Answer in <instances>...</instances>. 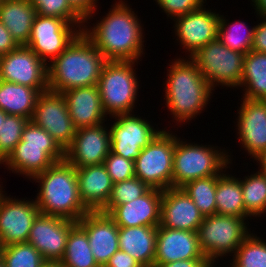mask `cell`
Here are the masks:
<instances>
[{
	"instance_id": "obj_4",
	"label": "cell",
	"mask_w": 266,
	"mask_h": 267,
	"mask_svg": "<svg viewBox=\"0 0 266 267\" xmlns=\"http://www.w3.org/2000/svg\"><path fill=\"white\" fill-rule=\"evenodd\" d=\"M32 180L40 186L35 202L41 214L78 222L89 212L79 197L76 168L65 159Z\"/></svg>"
},
{
	"instance_id": "obj_34",
	"label": "cell",
	"mask_w": 266,
	"mask_h": 267,
	"mask_svg": "<svg viewBox=\"0 0 266 267\" xmlns=\"http://www.w3.org/2000/svg\"><path fill=\"white\" fill-rule=\"evenodd\" d=\"M219 176L196 179L181 187L204 217L216 214L215 194Z\"/></svg>"
},
{
	"instance_id": "obj_20",
	"label": "cell",
	"mask_w": 266,
	"mask_h": 267,
	"mask_svg": "<svg viewBox=\"0 0 266 267\" xmlns=\"http://www.w3.org/2000/svg\"><path fill=\"white\" fill-rule=\"evenodd\" d=\"M241 99L237 135L241 146L255 159L266 149V100Z\"/></svg>"
},
{
	"instance_id": "obj_36",
	"label": "cell",
	"mask_w": 266,
	"mask_h": 267,
	"mask_svg": "<svg viewBox=\"0 0 266 267\" xmlns=\"http://www.w3.org/2000/svg\"><path fill=\"white\" fill-rule=\"evenodd\" d=\"M0 257L6 267H41L45 260L30 243H14L1 248Z\"/></svg>"
},
{
	"instance_id": "obj_6",
	"label": "cell",
	"mask_w": 266,
	"mask_h": 267,
	"mask_svg": "<svg viewBox=\"0 0 266 267\" xmlns=\"http://www.w3.org/2000/svg\"><path fill=\"white\" fill-rule=\"evenodd\" d=\"M175 135V150L173 155L172 187L181 188L186 183L221 175L232 160L228 152L218 149V146L186 143ZM225 169V170H224Z\"/></svg>"
},
{
	"instance_id": "obj_28",
	"label": "cell",
	"mask_w": 266,
	"mask_h": 267,
	"mask_svg": "<svg viewBox=\"0 0 266 267\" xmlns=\"http://www.w3.org/2000/svg\"><path fill=\"white\" fill-rule=\"evenodd\" d=\"M39 94L35 88L0 80V109L31 121Z\"/></svg>"
},
{
	"instance_id": "obj_16",
	"label": "cell",
	"mask_w": 266,
	"mask_h": 267,
	"mask_svg": "<svg viewBox=\"0 0 266 267\" xmlns=\"http://www.w3.org/2000/svg\"><path fill=\"white\" fill-rule=\"evenodd\" d=\"M105 125L78 128L65 149V160L75 168L103 164L111 146L110 129Z\"/></svg>"
},
{
	"instance_id": "obj_31",
	"label": "cell",
	"mask_w": 266,
	"mask_h": 267,
	"mask_svg": "<svg viewBox=\"0 0 266 267\" xmlns=\"http://www.w3.org/2000/svg\"><path fill=\"white\" fill-rule=\"evenodd\" d=\"M62 267H99L90 248L86 232L76 224L69 232Z\"/></svg>"
},
{
	"instance_id": "obj_22",
	"label": "cell",
	"mask_w": 266,
	"mask_h": 267,
	"mask_svg": "<svg viewBox=\"0 0 266 267\" xmlns=\"http://www.w3.org/2000/svg\"><path fill=\"white\" fill-rule=\"evenodd\" d=\"M197 258H206L197 232L157 226L154 264Z\"/></svg>"
},
{
	"instance_id": "obj_33",
	"label": "cell",
	"mask_w": 266,
	"mask_h": 267,
	"mask_svg": "<svg viewBox=\"0 0 266 267\" xmlns=\"http://www.w3.org/2000/svg\"><path fill=\"white\" fill-rule=\"evenodd\" d=\"M220 15L218 25V40L227 48L247 54L252 50L254 27L247 28V24L242 21H234L231 24ZM230 24V25H229Z\"/></svg>"
},
{
	"instance_id": "obj_10",
	"label": "cell",
	"mask_w": 266,
	"mask_h": 267,
	"mask_svg": "<svg viewBox=\"0 0 266 267\" xmlns=\"http://www.w3.org/2000/svg\"><path fill=\"white\" fill-rule=\"evenodd\" d=\"M245 55L223 45L218 38L200 48L190 58L207 80L210 88L216 85L238 88L242 81Z\"/></svg>"
},
{
	"instance_id": "obj_37",
	"label": "cell",
	"mask_w": 266,
	"mask_h": 267,
	"mask_svg": "<svg viewBox=\"0 0 266 267\" xmlns=\"http://www.w3.org/2000/svg\"><path fill=\"white\" fill-rule=\"evenodd\" d=\"M150 187L136 176L113 184L107 205L101 212L109 214L117 205L131 202L144 195Z\"/></svg>"
},
{
	"instance_id": "obj_35",
	"label": "cell",
	"mask_w": 266,
	"mask_h": 267,
	"mask_svg": "<svg viewBox=\"0 0 266 267\" xmlns=\"http://www.w3.org/2000/svg\"><path fill=\"white\" fill-rule=\"evenodd\" d=\"M250 233L235 251L231 267H266V242Z\"/></svg>"
},
{
	"instance_id": "obj_40",
	"label": "cell",
	"mask_w": 266,
	"mask_h": 267,
	"mask_svg": "<svg viewBox=\"0 0 266 267\" xmlns=\"http://www.w3.org/2000/svg\"><path fill=\"white\" fill-rule=\"evenodd\" d=\"M103 165L110 175L112 183L125 181L135 176L134 161L110 152L105 158Z\"/></svg>"
},
{
	"instance_id": "obj_17",
	"label": "cell",
	"mask_w": 266,
	"mask_h": 267,
	"mask_svg": "<svg viewBox=\"0 0 266 267\" xmlns=\"http://www.w3.org/2000/svg\"><path fill=\"white\" fill-rule=\"evenodd\" d=\"M204 6L174 19L176 40L187 50L189 58L200 48L217 39L220 15L206 10Z\"/></svg>"
},
{
	"instance_id": "obj_13",
	"label": "cell",
	"mask_w": 266,
	"mask_h": 267,
	"mask_svg": "<svg viewBox=\"0 0 266 267\" xmlns=\"http://www.w3.org/2000/svg\"><path fill=\"white\" fill-rule=\"evenodd\" d=\"M31 121L49 133L64 150L71 144L77 131L65 97L62 93L50 90L38 95Z\"/></svg>"
},
{
	"instance_id": "obj_41",
	"label": "cell",
	"mask_w": 266,
	"mask_h": 267,
	"mask_svg": "<svg viewBox=\"0 0 266 267\" xmlns=\"http://www.w3.org/2000/svg\"><path fill=\"white\" fill-rule=\"evenodd\" d=\"M159 8L164 11L167 17L173 20L186 15L193 10L199 9L206 0H154Z\"/></svg>"
},
{
	"instance_id": "obj_12",
	"label": "cell",
	"mask_w": 266,
	"mask_h": 267,
	"mask_svg": "<svg viewBox=\"0 0 266 267\" xmlns=\"http://www.w3.org/2000/svg\"><path fill=\"white\" fill-rule=\"evenodd\" d=\"M0 80L37 89L48 90V64L29 47L19 45L0 56Z\"/></svg>"
},
{
	"instance_id": "obj_5",
	"label": "cell",
	"mask_w": 266,
	"mask_h": 267,
	"mask_svg": "<svg viewBox=\"0 0 266 267\" xmlns=\"http://www.w3.org/2000/svg\"><path fill=\"white\" fill-rule=\"evenodd\" d=\"M65 159V150L43 128L29 121L22 139L1 163L12 173L32 179L56 162Z\"/></svg>"
},
{
	"instance_id": "obj_14",
	"label": "cell",
	"mask_w": 266,
	"mask_h": 267,
	"mask_svg": "<svg viewBox=\"0 0 266 267\" xmlns=\"http://www.w3.org/2000/svg\"><path fill=\"white\" fill-rule=\"evenodd\" d=\"M116 121L111 124L110 152L134 161L144 147H146L162 130L134 113L115 115Z\"/></svg>"
},
{
	"instance_id": "obj_52",
	"label": "cell",
	"mask_w": 266,
	"mask_h": 267,
	"mask_svg": "<svg viewBox=\"0 0 266 267\" xmlns=\"http://www.w3.org/2000/svg\"><path fill=\"white\" fill-rule=\"evenodd\" d=\"M1 183V182H0ZM3 190V187L0 185V195L5 192V191H2Z\"/></svg>"
},
{
	"instance_id": "obj_44",
	"label": "cell",
	"mask_w": 266,
	"mask_h": 267,
	"mask_svg": "<svg viewBox=\"0 0 266 267\" xmlns=\"http://www.w3.org/2000/svg\"><path fill=\"white\" fill-rule=\"evenodd\" d=\"M105 267H143L128 253L118 250L108 261Z\"/></svg>"
},
{
	"instance_id": "obj_26",
	"label": "cell",
	"mask_w": 266,
	"mask_h": 267,
	"mask_svg": "<svg viewBox=\"0 0 266 267\" xmlns=\"http://www.w3.org/2000/svg\"><path fill=\"white\" fill-rule=\"evenodd\" d=\"M157 226L119 227V250L143 267H154Z\"/></svg>"
},
{
	"instance_id": "obj_30",
	"label": "cell",
	"mask_w": 266,
	"mask_h": 267,
	"mask_svg": "<svg viewBox=\"0 0 266 267\" xmlns=\"http://www.w3.org/2000/svg\"><path fill=\"white\" fill-rule=\"evenodd\" d=\"M225 172H222L217 181L215 194L216 214L245 217L240 178Z\"/></svg>"
},
{
	"instance_id": "obj_27",
	"label": "cell",
	"mask_w": 266,
	"mask_h": 267,
	"mask_svg": "<svg viewBox=\"0 0 266 267\" xmlns=\"http://www.w3.org/2000/svg\"><path fill=\"white\" fill-rule=\"evenodd\" d=\"M36 9L29 0H3L0 22L9 30L18 45H27Z\"/></svg>"
},
{
	"instance_id": "obj_15",
	"label": "cell",
	"mask_w": 266,
	"mask_h": 267,
	"mask_svg": "<svg viewBox=\"0 0 266 267\" xmlns=\"http://www.w3.org/2000/svg\"><path fill=\"white\" fill-rule=\"evenodd\" d=\"M0 195V243L7 246L27 242L34 220L40 214L35 200Z\"/></svg>"
},
{
	"instance_id": "obj_2",
	"label": "cell",
	"mask_w": 266,
	"mask_h": 267,
	"mask_svg": "<svg viewBox=\"0 0 266 267\" xmlns=\"http://www.w3.org/2000/svg\"><path fill=\"white\" fill-rule=\"evenodd\" d=\"M107 62L92 41L81 32L73 42L48 64V90H66L97 85Z\"/></svg>"
},
{
	"instance_id": "obj_38",
	"label": "cell",
	"mask_w": 266,
	"mask_h": 267,
	"mask_svg": "<svg viewBox=\"0 0 266 267\" xmlns=\"http://www.w3.org/2000/svg\"><path fill=\"white\" fill-rule=\"evenodd\" d=\"M29 121V119L18 115H7L5 120H2V127L0 129L1 163L20 142L22 139L23 130Z\"/></svg>"
},
{
	"instance_id": "obj_50",
	"label": "cell",
	"mask_w": 266,
	"mask_h": 267,
	"mask_svg": "<svg viewBox=\"0 0 266 267\" xmlns=\"http://www.w3.org/2000/svg\"><path fill=\"white\" fill-rule=\"evenodd\" d=\"M7 115L8 114L6 112H4L3 110L0 109V129L2 127V120H5Z\"/></svg>"
},
{
	"instance_id": "obj_11",
	"label": "cell",
	"mask_w": 266,
	"mask_h": 267,
	"mask_svg": "<svg viewBox=\"0 0 266 267\" xmlns=\"http://www.w3.org/2000/svg\"><path fill=\"white\" fill-rule=\"evenodd\" d=\"M84 26L85 24H71L57 17L36 14L26 46L49 64L73 42Z\"/></svg>"
},
{
	"instance_id": "obj_9",
	"label": "cell",
	"mask_w": 266,
	"mask_h": 267,
	"mask_svg": "<svg viewBox=\"0 0 266 267\" xmlns=\"http://www.w3.org/2000/svg\"><path fill=\"white\" fill-rule=\"evenodd\" d=\"M166 130L162 129L134 160L135 176L160 190L172 187L175 134Z\"/></svg>"
},
{
	"instance_id": "obj_21",
	"label": "cell",
	"mask_w": 266,
	"mask_h": 267,
	"mask_svg": "<svg viewBox=\"0 0 266 267\" xmlns=\"http://www.w3.org/2000/svg\"><path fill=\"white\" fill-rule=\"evenodd\" d=\"M204 216L182 188L162 190L160 226L198 232Z\"/></svg>"
},
{
	"instance_id": "obj_39",
	"label": "cell",
	"mask_w": 266,
	"mask_h": 267,
	"mask_svg": "<svg viewBox=\"0 0 266 267\" xmlns=\"http://www.w3.org/2000/svg\"><path fill=\"white\" fill-rule=\"evenodd\" d=\"M36 14L57 17L71 24H85V21L72 9L68 0H29Z\"/></svg>"
},
{
	"instance_id": "obj_18",
	"label": "cell",
	"mask_w": 266,
	"mask_h": 267,
	"mask_svg": "<svg viewBox=\"0 0 266 267\" xmlns=\"http://www.w3.org/2000/svg\"><path fill=\"white\" fill-rule=\"evenodd\" d=\"M76 224L72 220L40 213L33 222L27 242L41 253L45 261L60 262L68 234Z\"/></svg>"
},
{
	"instance_id": "obj_19",
	"label": "cell",
	"mask_w": 266,
	"mask_h": 267,
	"mask_svg": "<svg viewBox=\"0 0 266 267\" xmlns=\"http://www.w3.org/2000/svg\"><path fill=\"white\" fill-rule=\"evenodd\" d=\"M77 224L86 232L93 257L99 267H105L119 250V227L106 213L89 211Z\"/></svg>"
},
{
	"instance_id": "obj_51",
	"label": "cell",
	"mask_w": 266,
	"mask_h": 267,
	"mask_svg": "<svg viewBox=\"0 0 266 267\" xmlns=\"http://www.w3.org/2000/svg\"><path fill=\"white\" fill-rule=\"evenodd\" d=\"M0 267H6L1 257H0Z\"/></svg>"
},
{
	"instance_id": "obj_49",
	"label": "cell",
	"mask_w": 266,
	"mask_h": 267,
	"mask_svg": "<svg viewBox=\"0 0 266 267\" xmlns=\"http://www.w3.org/2000/svg\"><path fill=\"white\" fill-rule=\"evenodd\" d=\"M41 267H62L60 262L45 261Z\"/></svg>"
},
{
	"instance_id": "obj_48",
	"label": "cell",
	"mask_w": 266,
	"mask_h": 267,
	"mask_svg": "<svg viewBox=\"0 0 266 267\" xmlns=\"http://www.w3.org/2000/svg\"><path fill=\"white\" fill-rule=\"evenodd\" d=\"M259 163V171L266 175V149L261 152L255 159Z\"/></svg>"
},
{
	"instance_id": "obj_32",
	"label": "cell",
	"mask_w": 266,
	"mask_h": 267,
	"mask_svg": "<svg viewBox=\"0 0 266 267\" xmlns=\"http://www.w3.org/2000/svg\"><path fill=\"white\" fill-rule=\"evenodd\" d=\"M245 218L260 217L266 214V175L257 171L241 180Z\"/></svg>"
},
{
	"instance_id": "obj_46",
	"label": "cell",
	"mask_w": 266,
	"mask_h": 267,
	"mask_svg": "<svg viewBox=\"0 0 266 267\" xmlns=\"http://www.w3.org/2000/svg\"><path fill=\"white\" fill-rule=\"evenodd\" d=\"M154 267H214L207 258L179 260L166 264H154Z\"/></svg>"
},
{
	"instance_id": "obj_42",
	"label": "cell",
	"mask_w": 266,
	"mask_h": 267,
	"mask_svg": "<svg viewBox=\"0 0 266 267\" xmlns=\"http://www.w3.org/2000/svg\"><path fill=\"white\" fill-rule=\"evenodd\" d=\"M97 1L99 0H68L69 5L72 9L86 22L93 18L92 14L95 15Z\"/></svg>"
},
{
	"instance_id": "obj_23",
	"label": "cell",
	"mask_w": 266,
	"mask_h": 267,
	"mask_svg": "<svg viewBox=\"0 0 266 267\" xmlns=\"http://www.w3.org/2000/svg\"><path fill=\"white\" fill-rule=\"evenodd\" d=\"M162 190L150 188L141 197L117 205L108 215L118 227L158 226L160 224Z\"/></svg>"
},
{
	"instance_id": "obj_25",
	"label": "cell",
	"mask_w": 266,
	"mask_h": 267,
	"mask_svg": "<svg viewBox=\"0 0 266 267\" xmlns=\"http://www.w3.org/2000/svg\"><path fill=\"white\" fill-rule=\"evenodd\" d=\"M79 197L89 211H101L108 203L113 183L103 164L76 168Z\"/></svg>"
},
{
	"instance_id": "obj_8",
	"label": "cell",
	"mask_w": 266,
	"mask_h": 267,
	"mask_svg": "<svg viewBox=\"0 0 266 267\" xmlns=\"http://www.w3.org/2000/svg\"><path fill=\"white\" fill-rule=\"evenodd\" d=\"M245 220V217L220 214L204 217L197 232L198 239L203 254L213 265L219 257L233 256L251 233Z\"/></svg>"
},
{
	"instance_id": "obj_7",
	"label": "cell",
	"mask_w": 266,
	"mask_h": 267,
	"mask_svg": "<svg viewBox=\"0 0 266 267\" xmlns=\"http://www.w3.org/2000/svg\"><path fill=\"white\" fill-rule=\"evenodd\" d=\"M137 61H107L97 82L103 110L109 117L133 113L139 83Z\"/></svg>"
},
{
	"instance_id": "obj_29",
	"label": "cell",
	"mask_w": 266,
	"mask_h": 267,
	"mask_svg": "<svg viewBox=\"0 0 266 267\" xmlns=\"http://www.w3.org/2000/svg\"><path fill=\"white\" fill-rule=\"evenodd\" d=\"M243 98L266 100V53L253 50L245 54L242 81Z\"/></svg>"
},
{
	"instance_id": "obj_1",
	"label": "cell",
	"mask_w": 266,
	"mask_h": 267,
	"mask_svg": "<svg viewBox=\"0 0 266 267\" xmlns=\"http://www.w3.org/2000/svg\"><path fill=\"white\" fill-rule=\"evenodd\" d=\"M125 3L116 1L100 22L82 31L107 61L138 62L144 53L141 20Z\"/></svg>"
},
{
	"instance_id": "obj_45",
	"label": "cell",
	"mask_w": 266,
	"mask_h": 267,
	"mask_svg": "<svg viewBox=\"0 0 266 267\" xmlns=\"http://www.w3.org/2000/svg\"><path fill=\"white\" fill-rule=\"evenodd\" d=\"M18 46L9 30L0 22V56L6 55Z\"/></svg>"
},
{
	"instance_id": "obj_47",
	"label": "cell",
	"mask_w": 266,
	"mask_h": 267,
	"mask_svg": "<svg viewBox=\"0 0 266 267\" xmlns=\"http://www.w3.org/2000/svg\"><path fill=\"white\" fill-rule=\"evenodd\" d=\"M257 16H266V0H251Z\"/></svg>"
},
{
	"instance_id": "obj_24",
	"label": "cell",
	"mask_w": 266,
	"mask_h": 267,
	"mask_svg": "<svg viewBox=\"0 0 266 267\" xmlns=\"http://www.w3.org/2000/svg\"><path fill=\"white\" fill-rule=\"evenodd\" d=\"M62 94L77 129L96 126L107 120L105 117L108 116L103 110L97 85L69 89Z\"/></svg>"
},
{
	"instance_id": "obj_43",
	"label": "cell",
	"mask_w": 266,
	"mask_h": 267,
	"mask_svg": "<svg viewBox=\"0 0 266 267\" xmlns=\"http://www.w3.org/2000/svg\"><path fill=\"white\" fill-rule=\"evenodd\" d=\"M263 19L254 28L252 50L259 53H266V16H260Z\"/></svg>"
},
{
	"instance_id": "obj_3",
	"label": "cell",
	"mask_w": 266,
	"mask_h": 267,
	"mask_svg": "<svg viewBox=\"0 0 266 267\" xmlns=\"http://www.w3.org/2000/svg\"><path fill=\"white\" fill-rule=\"evenodd\" d=\"M186 58L174 59L170 63L164 83L165 105L176 123L184 124L200 115L213 93L196 63Z\"/></svg>"
}]
</instances>
